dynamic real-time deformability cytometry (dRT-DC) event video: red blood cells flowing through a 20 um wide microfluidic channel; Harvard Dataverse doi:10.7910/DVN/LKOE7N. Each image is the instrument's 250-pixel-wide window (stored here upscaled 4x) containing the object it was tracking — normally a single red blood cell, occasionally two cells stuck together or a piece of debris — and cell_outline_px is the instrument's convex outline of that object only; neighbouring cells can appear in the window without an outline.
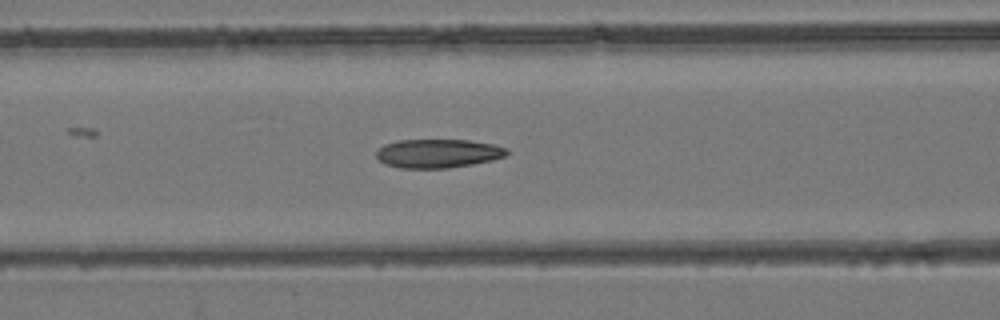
{"species": "common noctule bat (a hibernating species)", "species_latin": "Nyctalus noctula", "temperature_condition": "room temperature", "stored_images_in_passage": 42, "camera_frame_rate_fps": 3000, "um_per_image_px": 0.085, "animal": {"sex": "female", "body_mass_g": 24.6, "forearm_length_mm": 56.2}, "frame": {"image": 1, "passage_image": 19, "time_ms": 6.0, "image_size_px": [1000, 320], "cell_outline_px": [[508, 156], [492, 160], [472, 164], [448, 168], [400, 168], [384, 164], [376, 156], [376, 152], [384, 144], [396, 140], [468, 140], [492, 144], [508, 148]], "centroid_in_image_um": [37.23, 13.04], "position_along_channel_um": 129.4, "area_um2": 21.96}}
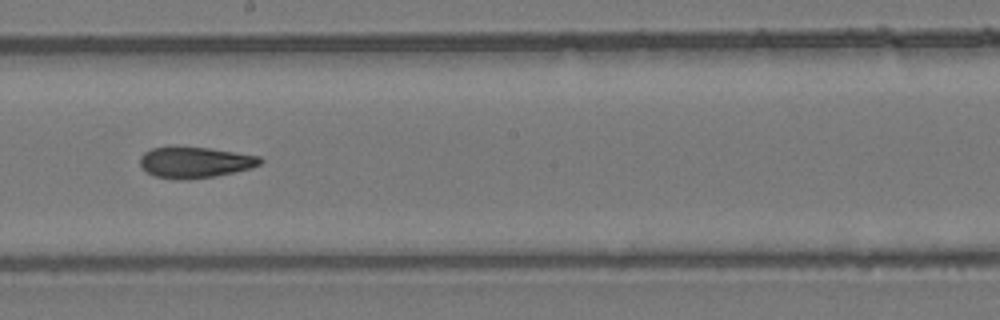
{"frame": {"image": 2, "passage_image": 26, "time_ms": 8.333, "image_size_px": [1000, 320], "cell_outline_px": [[264, 160], [260, 164], [248, 168], [232, 172], [212, 176], [184, 180], [180, 180], [156, 176], [148, 172], [140, 164], [140, 156], [144, 152], [152, 148], [208, 148], [260, 156]], "centroid_in_image_um": [16.57, 13.8], "position_along_channel_um": 231.6, "area_um2": 21.04}}
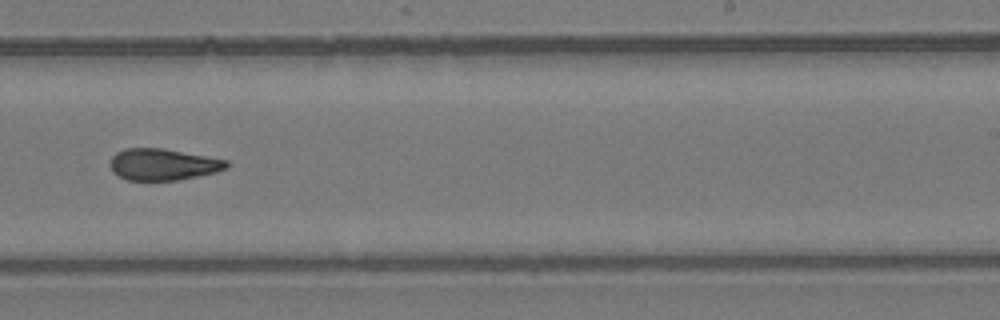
{"frame": {"image": 3, "passage_image": 29, "time_ms": 9.333, "image_size_px": [1000, 320], "cell_outline_px": [[228, 168], [216, 172], [176, 180], [128, 180], [112, 172], [112, 156], [116, 152], [124, 148], [164, 148], [228, 160]], "centroid_in_image_um": [13.87, 13.96], "position_along_channel_um": 275.1, "area_um2": 21.27}}